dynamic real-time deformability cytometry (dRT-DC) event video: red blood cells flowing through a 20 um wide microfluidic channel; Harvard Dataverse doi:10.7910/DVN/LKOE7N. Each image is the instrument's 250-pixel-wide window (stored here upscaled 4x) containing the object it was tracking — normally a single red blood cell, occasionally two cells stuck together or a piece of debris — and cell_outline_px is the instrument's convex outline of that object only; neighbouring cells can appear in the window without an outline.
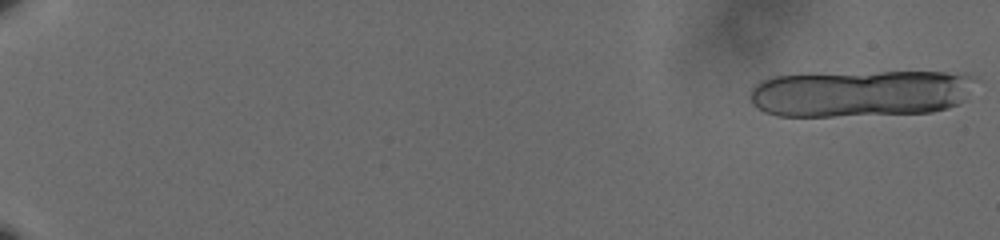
{"species": "human", "species_latin": "Homo sapiens", "temperature_condition": "cold", "stored_images_in_passage": 23, "camera_frame_rate_fps": 3000, "um_per_image_px": 0.085, "donor": {"sex": "male"}, "frame": {"image": 1, "passage_image": 1, "time_ms": 0.0, "image_size_px": [1000, 240], "cell_outline_px": [[980, 80], [964, 100], [948, 108], [932, 112], [832, 116], [776, 116], [764, 112], [752, 104], [748, 96], [752, 88], [760, 80], [776, 76], [880, 72], [968, 72], [976, 76]], "centroid_in_image_um": [73.22, 7.93], "position_along_channel_um": 11.8, "area_um2": 62.14}}